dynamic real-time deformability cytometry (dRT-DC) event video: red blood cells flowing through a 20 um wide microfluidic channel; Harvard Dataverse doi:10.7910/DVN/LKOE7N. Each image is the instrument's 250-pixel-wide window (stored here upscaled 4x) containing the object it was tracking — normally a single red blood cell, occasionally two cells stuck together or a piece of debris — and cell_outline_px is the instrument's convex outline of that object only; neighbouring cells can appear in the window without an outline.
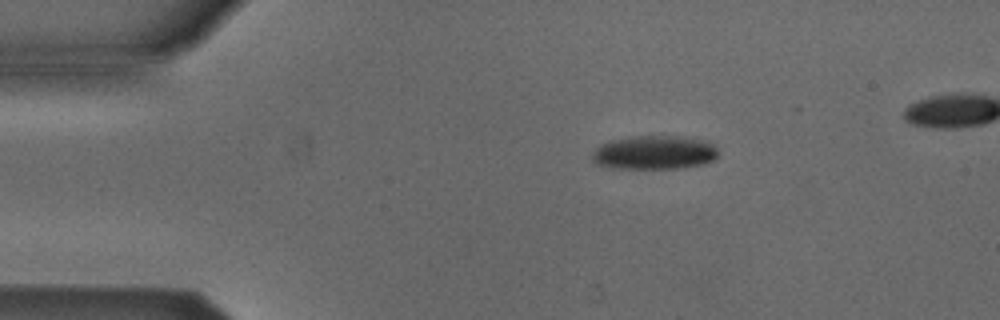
{"species": "Egyptian fruit bat (a non-hibernating species)", "species_latin": "Rousettus aegyptiacus", "temperature_condition": "cold", "stored_images_in_passage": 2, "camera_frame_rate_fps": 3000, "um_per_image_px": 0.085, "animal": {"sex": "male"}, "frame": {"image": 1, "passage_image": 2, "time_ms": 0.333, "image_size_px": [1000, 320], "cell_outline_px": [[716, 160], [704, 164], [684, 168], [608, 168], [596, 164], [592, 160], [592, 152], [600, 144], [616, 140], [640, 136], [684, 136], [704, 140], [712, 144], [716, 148]], "centroid_in_image_um": [55.63, 12.98], "position_along_channel_um": 29.4, "area_um2": 24.85}}